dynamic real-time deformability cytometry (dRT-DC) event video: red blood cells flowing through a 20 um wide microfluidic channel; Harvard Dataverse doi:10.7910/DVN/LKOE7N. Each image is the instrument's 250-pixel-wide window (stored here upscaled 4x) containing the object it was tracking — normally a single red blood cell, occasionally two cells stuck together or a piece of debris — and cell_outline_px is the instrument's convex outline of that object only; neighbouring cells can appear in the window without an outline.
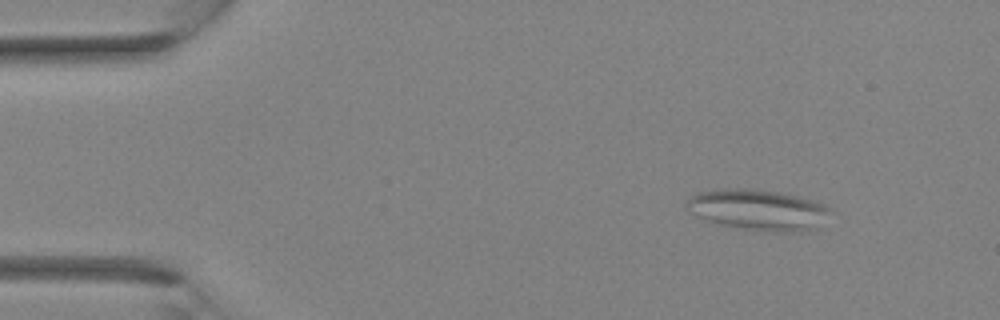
{"species": "Egyptian fruit bat (a non-hibernating species)", "species_latin": "Rousettus aegyptiacus", "temperature_condition": "room temperature", "stored_images_in_passage": 33, "camera_frame_rate_fps": 3000, "um_per_image_px": 0.085, "animal": {"sex": "female"}, "frame": {"image": 1, "passage_image": 3, "time_ms": 0.667, "image_size_px": [1000, 320], "cell_outline_px": [[832, 212], [820, 228], [804, 232], [764, 232], [724, 224], [708, 220], [688, 212], [684, 208], [688, 200], [696, 192], [724, 188], [752, 188], [780, 192], [812, 200], [824, 204]], "centroid_in_image_um": [64.49, 17.84], "position_along_channel_um": 20.5, "area_um2": 34.56}}
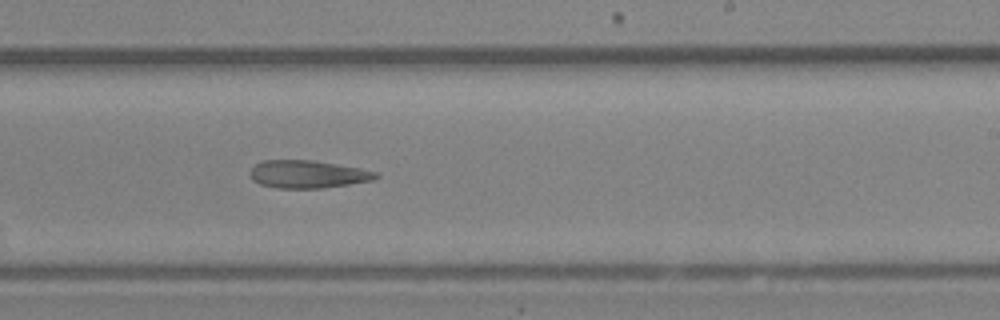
{"frame": {"image": 2, "passage_image": 20, "time_ms": 6.333, "image_size_px": [1000, 320], "cell_outline_px": [[380, 176], [376, 180], [324, 188], [276, 188], [260, 184], [252, 180], [248, 172], [256, 164], [264, 160], [312, 160], [360, 168], [376, 172]], "centroid_in_image_um": [26.16, 14.81], "position_along_channel_um": 262.8, "area_um2": 20.46}}
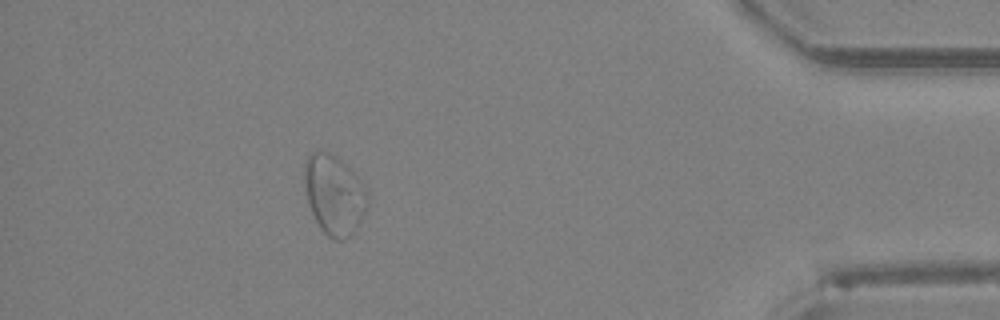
{"frame": {"image": 3, "passage_image": 30, "time_ms": 9.667, "image_size_px": [1000, 320], "cell_outline_px": [[368, 204], [364, 212], [352, 232], [344, 240], [336, 240], [328, 236], [320, 228], [308, 204], [304, 188], [304, 160], [316, 148], [332, 152], [352, 168], [364, 184], [368, 192]], "centroid_in_image_um": [28.38, 16.46], "position_along_channel_um": 406.8, "area_um2": 29.82}}